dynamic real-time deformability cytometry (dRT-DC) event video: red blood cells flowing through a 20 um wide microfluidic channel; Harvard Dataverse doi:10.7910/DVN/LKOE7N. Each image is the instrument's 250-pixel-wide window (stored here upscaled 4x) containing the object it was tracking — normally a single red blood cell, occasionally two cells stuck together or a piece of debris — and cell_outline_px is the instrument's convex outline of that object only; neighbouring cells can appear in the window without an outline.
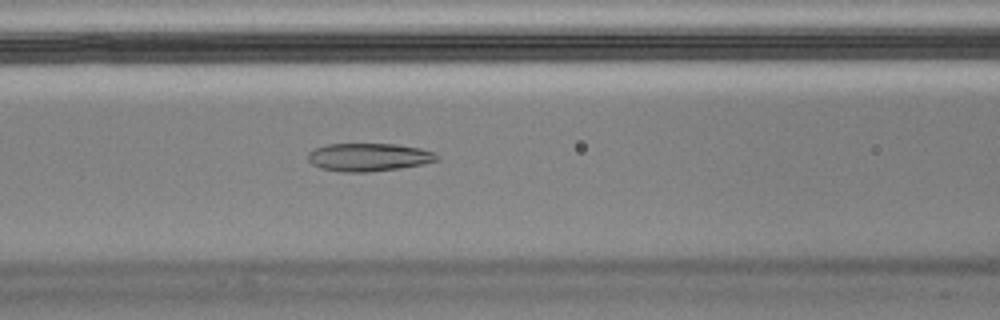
{"species": "Egyptian fruit bat (a non-hibernating species)", "species_latin": "Rousettus aegyptiacus", "temperature_condition": "cold", "stored_images_in_passage": 52, "camera_frame_rate_fps": 3000, "um_per_image_px": 0.085, "animal": {"sex": "male"}, "frame": {"image": 1, "passage_image": 23, "time_ms": 7.333, "image_size_px": [1000, 320], "cell_outline_px": [[440, 156], [436, 160], [424, 164], [400, 168], [368, 172], [344, 172], [320, 168], [312, 164], [308, 160], [308, 152], [312, 148], [328, 144], [396, 144], [420, 148], [436, 152]], "centroid_in_image_um": [31.33, 13.35], "position_along_channel_um": 135.3, "area_um2": 21.21}}